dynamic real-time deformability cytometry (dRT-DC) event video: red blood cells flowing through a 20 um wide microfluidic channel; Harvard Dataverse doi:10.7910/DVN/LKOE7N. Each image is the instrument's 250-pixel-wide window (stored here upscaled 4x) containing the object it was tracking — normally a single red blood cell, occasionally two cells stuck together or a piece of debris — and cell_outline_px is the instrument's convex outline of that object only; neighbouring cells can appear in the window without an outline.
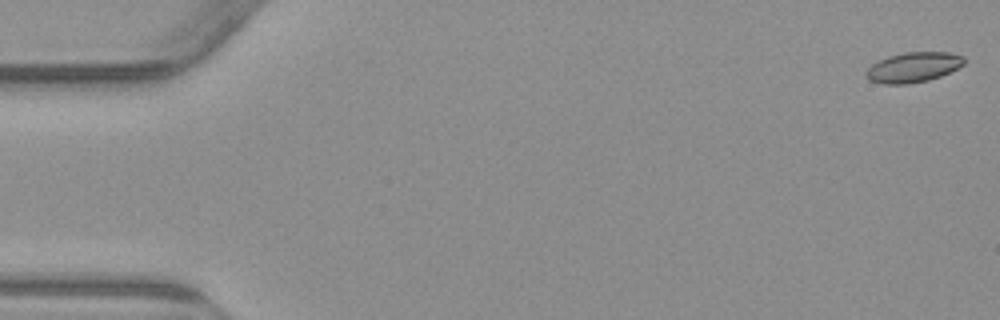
{"species": "common noctule bat (a hibernating species)", "species_latin": "Nyctalus noctula", "temperature_condition": "warm", "stored_images_in_passage": 55, "camera_frame_rate_fps": 3000, "um_per_image_px": 0.085, "animal": {"sex": "male", "body_mass_g": 23.1, "forearm_length_mm": 52.7}, "frame": {"image": 1, "passage_image": 1, "time_ms": 0.0, "image_size_px": [1000, 320], "cell_outline_px": [[964, 64], [940, 76], [928, 80], [908, 84], [884, 84], [868, 80], [864, 72], [872, 64], [888, 56], [904, 52], [948, 52], [964, 56]], "centroid_in_image_um": [77.6, 5.72], "position_along_channel_um": 7.4, "area_um2": 17.11}}
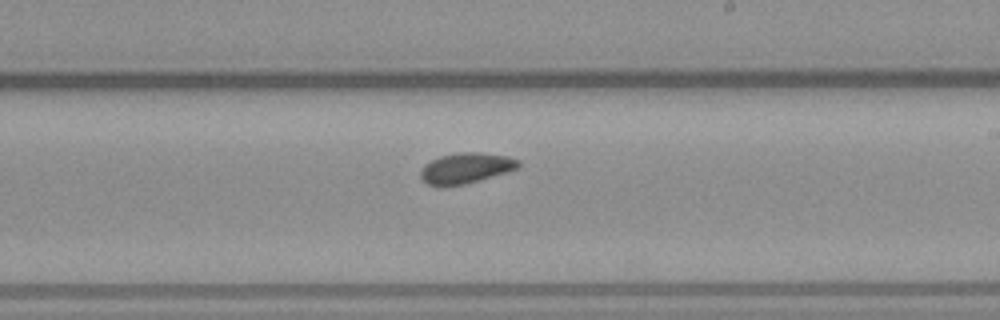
{"frame": {"image": 2, "passage_image": 32, "time_ms": 10.333, "image_size_px": [1000, 320], "cell_outline_px": [[520, 168], [508, 172], [480, 180], [464, 184], [440, 188], [436, 188], [428, 184], [420, 176], [420, 168], [424, 164], [440, 156], [460, 152], [480, 152], [508, 156], [520, 160]], "centroid_in_image_um": [39.6, 14.3], "position_along_channel_um": 249.4, "area_um2": 17.86}}
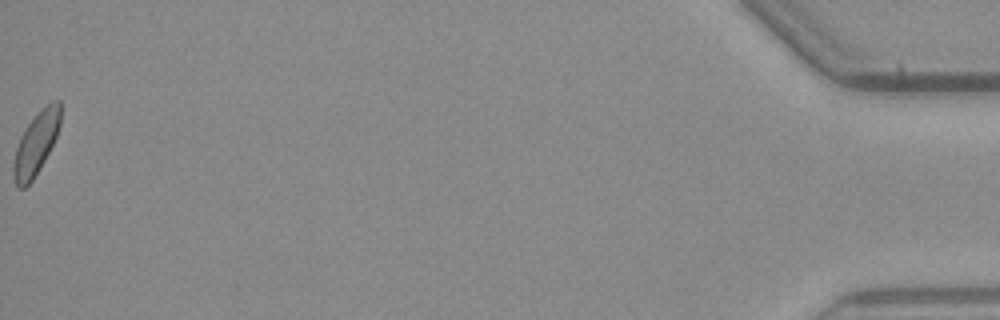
{"frame": {"image": 3, "passage_image": 55, "time_ms": 18.0, "image_size_px": [1000, 320], "cell_outline_px": [[60, 124], [56, 136], [44, 160], [32, 180], [24, 188], [16, 188], [12, 176], [12, 164], [16, 148], [20, 136], [28, 124], [52, 100], [60, 100]], "centroid_in_image_um": [3.02, 12.25], "position_along_channel_um": 432.2, "area_um2": 16.76}, "authors_computed_cell_mechanics": {"area_um2": 17.051, "velocity_mm_per_s": 3.8092, "shape_relaxation_time_tau1_ms": 4.4348, "shape_relaxation_time_tau2_ms": 4.8717, "deformation_change_tau1": 0.0963, "deformation_change_tau2": 0.1106}}